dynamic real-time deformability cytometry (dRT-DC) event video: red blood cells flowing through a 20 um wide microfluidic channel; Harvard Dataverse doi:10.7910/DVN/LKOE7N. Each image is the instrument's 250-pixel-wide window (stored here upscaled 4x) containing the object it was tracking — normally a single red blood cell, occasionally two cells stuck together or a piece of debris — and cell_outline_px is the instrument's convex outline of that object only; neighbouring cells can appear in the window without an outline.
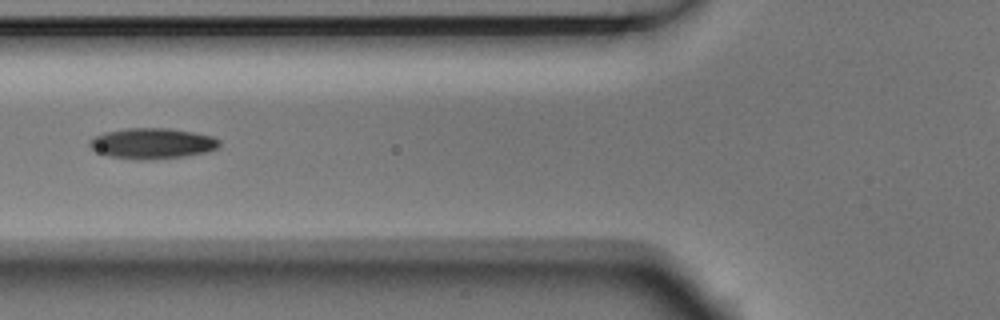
{"species": "Egyptian fruit bat (a non-hibernating species)", "species_latin": "Rousettus aegyptiacus", "temperature_condition": "room temperature", "stored_images_in_passage": 6, "segment_of_instrument_passage": [1, 2], "camera_frame_rate_fps": 3000, "um_per_image_px": 0.085, "animal": {"sex": "male"}, "frame": {"image": 1, "passage_image": 5, "time_ms": 1.333, "image_size_px": [1000, 320], "cell_outline_px": [[220, 144], [216, 148], [208, 152], [184, 156], [144, 160], [136, 160], [108, 156], [96, 152], [88, 144], [88, 140], [104, 132], [124, 128], [168, 128], [192, 132], [212, 136], [220, 140]], "centroid_in_image_um": [12.91, 12.19], "position_along_channel_um": 112.9, "area_um2": 23.29}}